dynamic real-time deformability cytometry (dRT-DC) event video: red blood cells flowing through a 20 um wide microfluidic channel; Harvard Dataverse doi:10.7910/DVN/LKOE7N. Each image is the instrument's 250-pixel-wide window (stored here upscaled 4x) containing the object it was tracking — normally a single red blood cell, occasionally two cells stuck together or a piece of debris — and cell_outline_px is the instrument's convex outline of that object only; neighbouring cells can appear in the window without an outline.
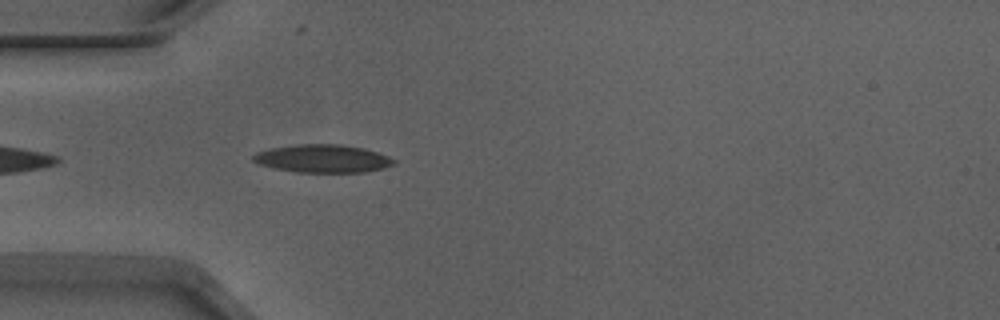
{"species": "Egyptian fruit bat (a non-hibernating species)", "species_latin": "Rousettus aegyptiacus", "temperature_condition": "warm", "stored_images_in_passage": 23, "camera_frame_rate_fps": 3000, "um_per_image_px": 0.085, "animal": {"sex": "male"}, "frame": {"image": 1, "passage_image": 1, "time_ms": 0.0, "image_size_px": [1000, 320], "cell_outline_px": [[396, 164], [384, 168], [364, 172], [296, 172], [272, 168], [256, 164], [252, 160], [252, 156], [256, 152], [272, 148], [300, 144], [340, 144], [364, 148], [388, 156], [396, 160]], "centroid_in_image_um": [27.42, 13.48], "position_along_channel_um": 57.6, "area_um2": 23.06}}
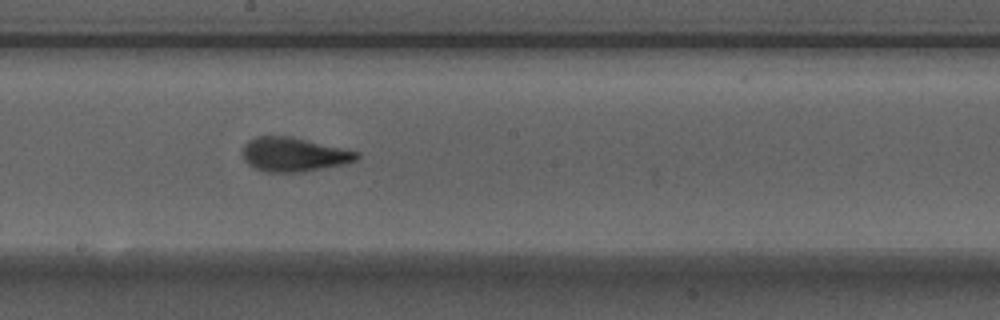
{"frame": {"image": 2, "passage_image": 14, "time_ms": 4.333, "image_size_px": [1000, 320], "cell_outline_px": [[360, 156], [356, 160], [344, 164], [300, 172], [264, 172], [248, 164], [244, 160], [244, 144], [248, 140], [256, 136], [288, 136], [360, 152]], "centroid_in_image_um": [24.96, 13.13], "position_along_channel_um": 223.2, "area_um2": 22.43}}
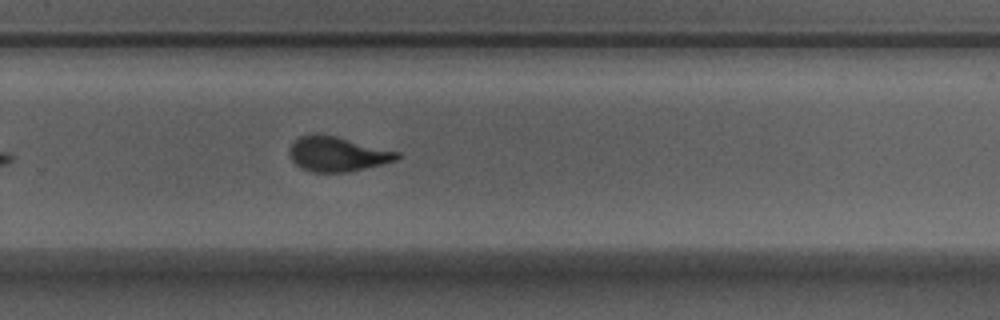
{"frame": {"image": 3, "passage_image": 20, "time_ms": 6.333, "image_size_px": [1000, 320], "cell_outline_px": [[400, 156], [396, 160], [348, 172], [312, 172], [296, 164], [292, 160], [288, 152], [288, 148], [300, 136], [336, 136], [400, 152]], "centroid_in_image_um": [28.68, 13.11], "position_along_channel_um": 301.1, "area_um2": 21.21}}